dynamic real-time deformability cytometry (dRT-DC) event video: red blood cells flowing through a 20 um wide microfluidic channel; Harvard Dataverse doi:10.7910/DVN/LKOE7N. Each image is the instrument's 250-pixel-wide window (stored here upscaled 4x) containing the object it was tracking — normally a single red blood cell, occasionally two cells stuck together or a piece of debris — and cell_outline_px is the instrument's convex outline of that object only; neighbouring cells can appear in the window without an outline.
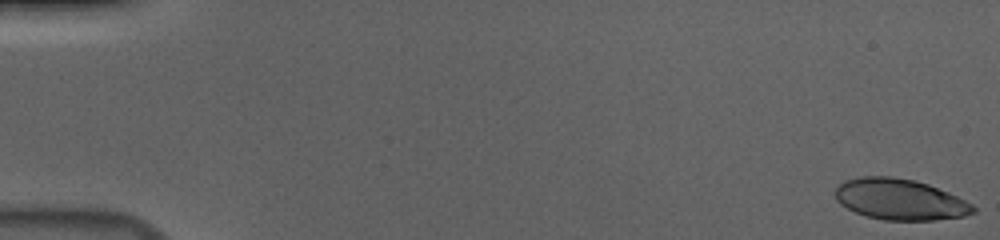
{"species": "human", "species_latin": "Homo sapiens", "temperature_condition": "cold", "stored_images_in_passage": 56, "camera_frame_rate_fps": 3000, "um_per_image_px": 0.085, "donor": {"sex": "male"}, "frame": {"image": 1, "passage_image": 1, "time_ms": 0.0, "image_size_px": [1000, 240], "cell_outline_px": [[976, 212], [964, 216], [936, 220], [884, 220], [868, 216], [856, 212], [840, 204], [836, 200], [836, 188], [844, 180], [860, 176], [892, 176], [912, 180], [928, 184], [948, 192], [972, 204], [976, 208]], "centroid_in_image_um": [76.5, 16.95], "position_along_channel_um": 8.5, "area_um2": 32.83}}
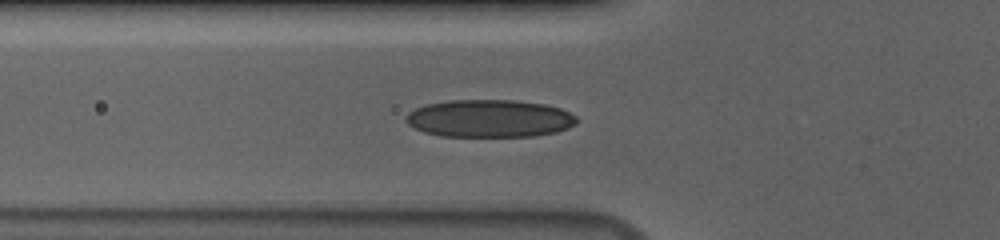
{"frame": {"image": 2, "passage_image": 21, "time_ms": 6.667, "image_size_px": [1000, 240], "cell_outline_px": [[580, 120], [576, 124], [568, 128], [556, 132], [536, 136], [440, 136], [424, 132], [408, 124], [404, 120], [404, 116], [408, 112], [424, 104], [448, 100], [516, 100], [544, 104], [560, 108], [576, 116]], "centroid_in_image_um": [41.6, 10.06], "position_along_channel_um": 84.2, "area_um2": 37.74}}
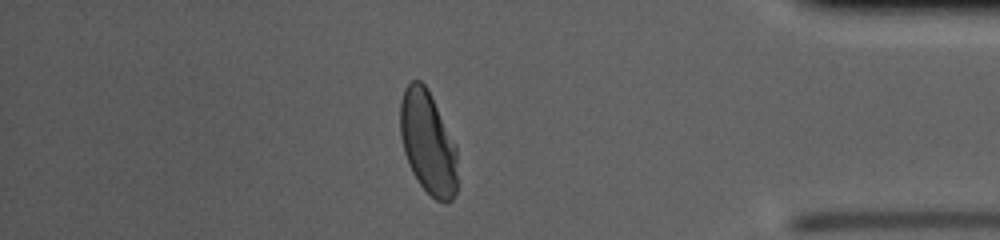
{"frame": {"image": 3, "passage_image": 49, "time_ms": 16.0, "image_size_px": [1000, 240], "cell_outline_px": [[456, 196], [448, 204], [444, 204], [436, 200], [420, 184], [412, 172], [408, 164], [404, 152], [400, 136], [400, 100], [404, 88], [412, 80], [420, 80], [428, 88], [456, 144]], "centroid_in_image_um": [36.37, 12.12], "position_along_channel_um": 398.8, "area_um2": 34.68}, "authors_computed_cell_mechanics": {"area_um2": 35.2291, "velocity_mm_per_s": 3.6899, "shape_relaxation_time_tau1_ms": 4.4863, "shape_relaxation_time_tau2_ms": 1.1022, "deformation_change_tau1": 0.1728, "deformation_change_tau2": 0.0557}}